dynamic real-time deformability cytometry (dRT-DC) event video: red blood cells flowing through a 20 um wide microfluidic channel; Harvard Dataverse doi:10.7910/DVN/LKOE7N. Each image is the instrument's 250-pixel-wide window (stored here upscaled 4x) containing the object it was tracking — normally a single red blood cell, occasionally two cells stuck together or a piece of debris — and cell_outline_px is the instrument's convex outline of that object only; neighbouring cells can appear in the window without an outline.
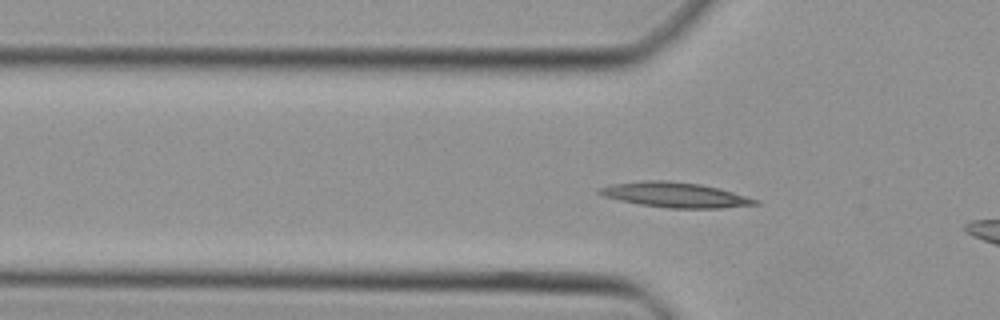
{"species": "Egyptian fruit bat (a non-hibernating species)", "species_latin": "Rousettus aegyptiacus", "temperature_condition": "cold", "stored_images_in_passage": 7, "camera_frame_rate_fps": 3000, "um_per_image_px": 0.085, "animal": {"sex": "female"}, "frame": {"image": 1, "passage_image": 7, "time_ms": 2.0, "image_size_px": [1000, 320], "cell_outline_px": [[760, 204], [720, 208], [668, 208], [640, 204], [620, 200], [604, 196], [596, 192], [596, 188], [612, 184], [644, 180], [668, 180], [700, 184], [720, 188], [760, 200]], "centroid_in_image_um": [57.39, 16.55], "position_along_channel_um": 68.4, "area_um2": 22.83}}